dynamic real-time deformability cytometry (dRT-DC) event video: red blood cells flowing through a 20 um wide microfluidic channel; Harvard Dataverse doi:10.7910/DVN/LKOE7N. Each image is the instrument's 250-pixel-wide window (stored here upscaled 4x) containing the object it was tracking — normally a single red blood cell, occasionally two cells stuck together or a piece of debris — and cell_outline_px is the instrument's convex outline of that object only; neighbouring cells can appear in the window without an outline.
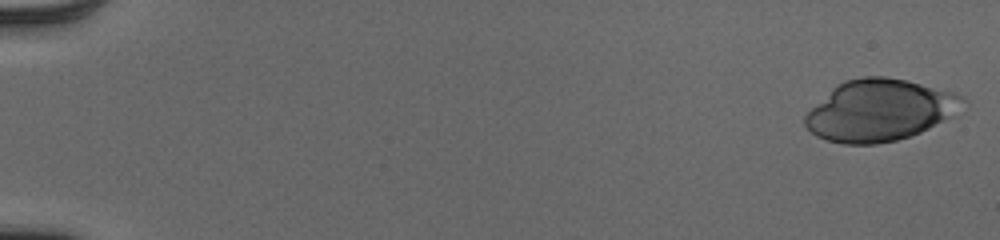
{"species": "human", "species_latin": "Homo sapiens", "temperature_condition": "cold", "stored_images_in_passage": 52, "camera_frame_rate_fps": 3000, "um_per_image_px": 0.085, "donor": {"sex": "male"}, "frame": {"image": 1, "passage_image": 1, "time_ms": 0.0, "image_size_px": [1000, 240], "cell_outline_px": [[968, 104], [956, 116], [920, 132], [896, 140], [876, 144], [844, 144], [828, 140], [816, 136], [804, 124], [804, 116], [832, 88], [844, 80], [864, 76], [884, 76], [908, 80], [956, 92], [964, 96], [968, 100]], "centroid_in_image_um": [74.87, 9.36], "position_along_channel_um": 10.1, "area_um2": 57.05}}
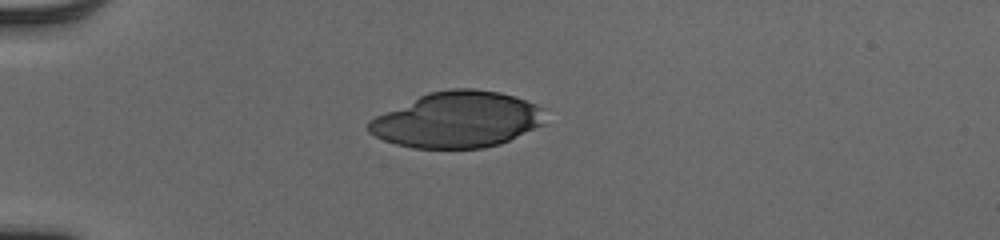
{"frame": {"image": 2, "passage_image": 15, "time_ms": 4.667, "image_size_px": [1000, 240], "cell_outline_px": [[548, 124], [500, 144], [484, 148], [412, 148], [396, 144], [384, 140], [368, 132], [368, 120], [376, 116], [428, 92], [452, 88], [472, 88], [500, 92], [536, 104], [544, 108]], "centroid_in_image_um": [38.94, 10.18], "position_along_channel_um": 46.1, "area_um2": 57.86}}